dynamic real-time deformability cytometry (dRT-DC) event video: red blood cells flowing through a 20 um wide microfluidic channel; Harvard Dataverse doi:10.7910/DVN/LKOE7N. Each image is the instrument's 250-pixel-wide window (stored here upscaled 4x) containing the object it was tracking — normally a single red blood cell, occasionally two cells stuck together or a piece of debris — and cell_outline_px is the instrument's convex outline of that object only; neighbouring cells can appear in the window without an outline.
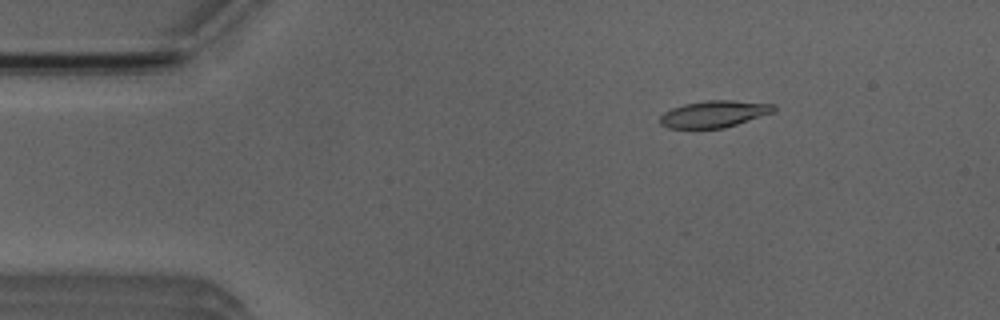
{"species": "Egyptian fruit bat (a non-hibernating species)", "species_latin": "Rousettus aegyptiacus", "temperature_condition": "room temperature", "stored_images_in_passage": 5, "camera_frame_rate_fps": 3000, "um_per_image_px": 0.085, "animal": {"sex": "male"}, "frame": {"image": 1, "passage_image": 3, "time_ms": 2.333, "image_size_px": [1000, 320], "cell_outline_px": [[776, 108], [772, 112], [724, 128], [668, 128], [660, 124], [660, 116], [664, 112], [672, 108], [684, 104], [708, 100], [732, 100], [776, 104]], "centroid_in_image_um": [60.67, 9.68], "position_along_channel_um": 24.3, "area_um2": 17.57}}